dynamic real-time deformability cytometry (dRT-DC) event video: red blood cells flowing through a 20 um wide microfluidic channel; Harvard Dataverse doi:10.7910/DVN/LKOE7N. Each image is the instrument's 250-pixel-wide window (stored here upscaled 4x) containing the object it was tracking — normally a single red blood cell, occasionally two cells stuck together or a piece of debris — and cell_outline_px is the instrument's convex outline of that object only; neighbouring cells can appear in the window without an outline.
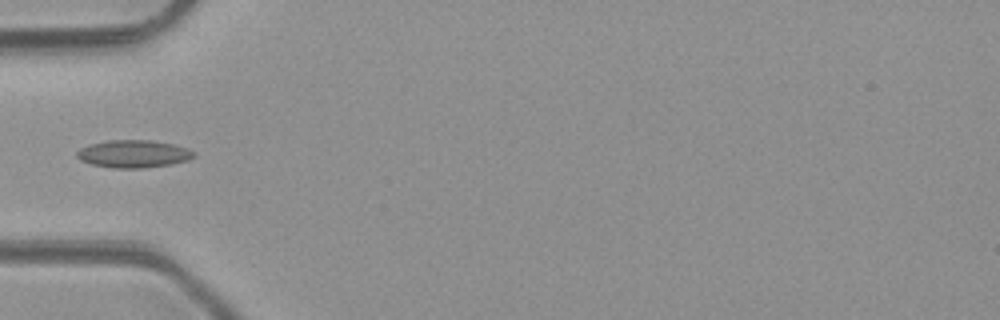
{"species": "common noctule bat (a hibernating species)", "species_latin": "Nyctalus noctula", "temperature_condition": "room temperature", "stored_images_in_passage": 6, "camera_frame_rate_fps": 3000, "um_per_image_px": 0.085, "animal": {"sex": "male", "body_mass_g": 23.1, "forearm_length_mm": 52.7}, "frame": {"image": 1, "passage_image": 5, "time_ms": 4.667, "image_size_px": [1000, 320], "cell_outline_px": [[196, 156], [188, 160], [172, 164], [144, 168], [112, 168], [92, 164], [80, 160], [76, 156], [76, 152], [80, 148], [88, 144], [108, 140], [152, 140], [172, 144], [188, 148], [196, 152]], "centroid_in_image_um": [11.36, 13.08], "position_along_channel_um": 73.6, "area_um2": 19.02}}
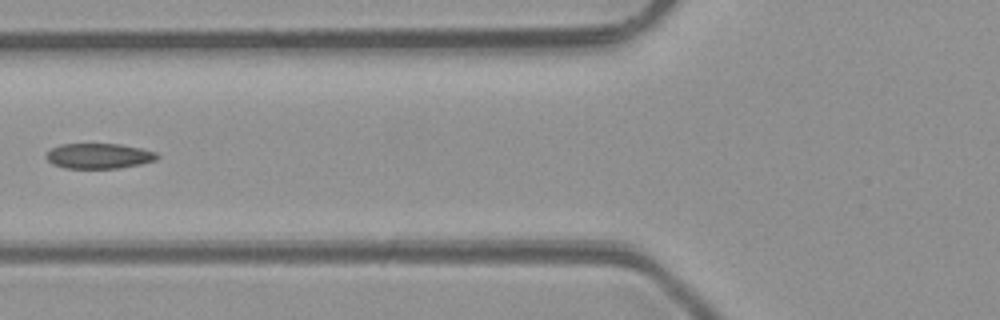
{"frame": {"image": 2, "passage_image": 6, "time_ms": 5.667, "image_size_px": [1000, 320], "cell_outline_px": [[160, 156], [156, 160], [140, 164], [120, 168], [64, 168], [52, 164], [44, 156], [52, 148], [60, 144], [120, 144], [140, 148], [156, 152]], "centroid_in_image_um": [8.4, 13.26], "position_along_channel_um": 117.4, "area_um2": 16.36}}